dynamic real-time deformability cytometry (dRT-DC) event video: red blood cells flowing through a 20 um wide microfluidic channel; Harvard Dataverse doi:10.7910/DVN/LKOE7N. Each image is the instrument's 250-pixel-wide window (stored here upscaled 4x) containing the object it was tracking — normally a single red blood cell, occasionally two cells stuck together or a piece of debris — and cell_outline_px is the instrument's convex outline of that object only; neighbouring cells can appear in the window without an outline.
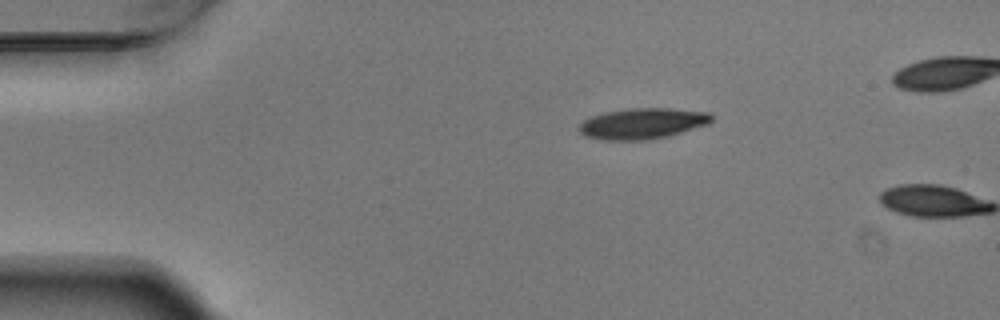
{"species": "Egyptian fruit bat (a non-hibernating species)", "species_latin": "Rousettus aegyptiacus", "temperature_condition": "warm", "stored_images_in_passage": 2, "camera_frame_rate_fps": 3000, "um_per_image_px": 0.085, "animal": {"sex": "male"}, "frame": {"image": 1, "passage_image": 1, "time_ms": 0.0, "image_size_px": [1000, 320], "cell_outline_px": [[712, 120], [708, 124], [668, 136], [648, 140], [604, 140], [584, 136], [580, 132], [580, 124], [584, 120], [592, 116], [604, 112], [628, 108], [668, 108], [708, 112], [712, 116]], "centroid_in_image_um": [54.6, 10.5], "position_along_channel_um": 30.4, "area_um2": 23.76}}